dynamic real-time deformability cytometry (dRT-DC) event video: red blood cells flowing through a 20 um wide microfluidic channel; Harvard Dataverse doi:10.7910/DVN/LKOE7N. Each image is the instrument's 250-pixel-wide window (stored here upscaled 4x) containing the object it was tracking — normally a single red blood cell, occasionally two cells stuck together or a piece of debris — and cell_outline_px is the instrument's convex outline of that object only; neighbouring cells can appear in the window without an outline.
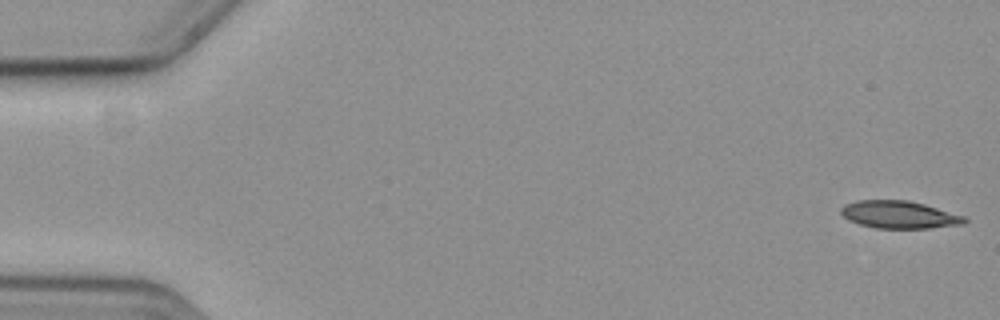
{"species": "common noctule bat (a hibernating species)", "species_latin": "Nyctalus noctula", "temperature_condition": "cold", "stored_images_in_passage": 11, "camera_frame_rate_fps": 3000, "um_per_image_px": 0.085, "animal": {"sex": "female", "body_mass_g": 19.3, "forearm_length_mm": 54.1}, "frame": {"image": 1, "passage_image": 1, "time_ms": 0.0, "image_size_px": [1000, 320], "cell_outline_px": [[968, 220], [964, 224], [928, 228], [876, 228], [860, 224], [844, 216], [840, 212], [840, 208], [844, 204], [856, 200], [908, 200], [924, 204], [964, 216]], "centroid_in_image_um": [76.43, 18.24], "position_along_channel_um": 8.6, "area_um2": 19.65}}